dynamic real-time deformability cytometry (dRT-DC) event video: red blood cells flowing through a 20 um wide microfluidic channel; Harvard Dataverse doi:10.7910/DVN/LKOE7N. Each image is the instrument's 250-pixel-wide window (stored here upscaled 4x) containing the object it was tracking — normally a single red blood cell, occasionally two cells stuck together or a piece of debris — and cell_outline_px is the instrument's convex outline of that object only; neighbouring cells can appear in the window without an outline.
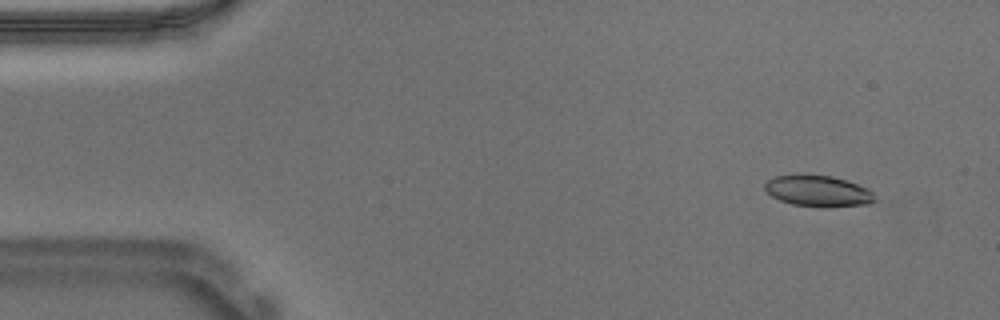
{"species": "Egyptian fruit bat (a non-hibernating species)", "species_latin": "Rousettus aegyptiacus", "temperature_condition": "warm", "stored_images_in_passage": 12, "camera_frame_rate_fps": 3000, "um_per_image_px": 0.085, "animal": {"sex": "male"}, "frame": {"image": 1, "passage_image": 5, "time_ms": 1.333, "image_size_px": [1000, 320], "cell_outline_px": [[876, 200], [868, 204], [828, 208], [820, 208], [792, 204], [780, 200], [772, 196], [764, 188], [764, 184], [768, 180], [776, 176], [800, 172], [804, 172], [832, 176], [868, 188], [872, 192]], "centroid_in_image_um": [69.51, 16.22], "position_along_channel_um": 15.5, "area_um2": 20.58}}